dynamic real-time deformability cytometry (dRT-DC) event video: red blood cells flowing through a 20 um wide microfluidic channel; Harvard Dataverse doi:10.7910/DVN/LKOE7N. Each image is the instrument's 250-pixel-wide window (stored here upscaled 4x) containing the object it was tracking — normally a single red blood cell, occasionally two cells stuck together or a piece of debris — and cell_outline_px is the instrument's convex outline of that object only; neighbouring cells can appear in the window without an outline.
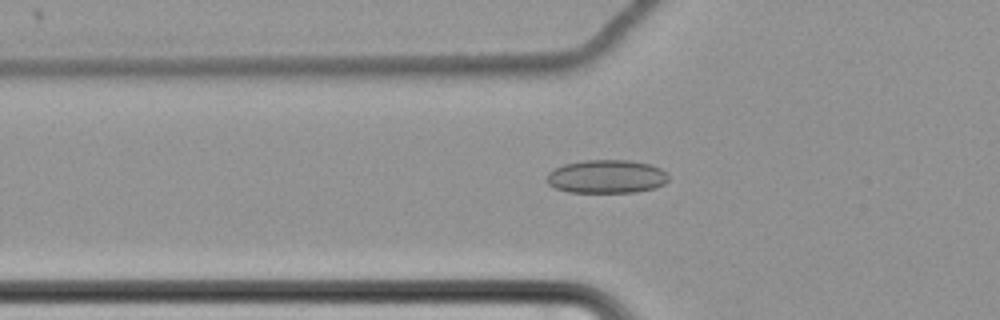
{"species": "common noctule bat (a hibernating species)", "species_latin": "Nyctalus noctula", "temperature_condition": "cold", "stored_images_in_passage": 43, "camera_frame_rate_fps": 3000, "um_per_image_px": 0.085, "animal": {"sex": "female", "body_mass_g": 22.7, "forearm_length_mm": 54.2}, "frame": {"image": 1, "passage_image": 4, "time_ms": 1.0, "image_size_px": [1000, 320], "cell_outline_px": [[668, 180], [664, 184], [656, 188], [636, 192], [568, 192], [556, 188], [548, 184], [548, 172], [564, 164], [584, 160], [628, 160], [648, 164], [660, 168], [668, 172]], "centroid_in_image_um": [51.59, 15.01], "position_along_channel_um": 74.2, "area_um2": 23.7}}
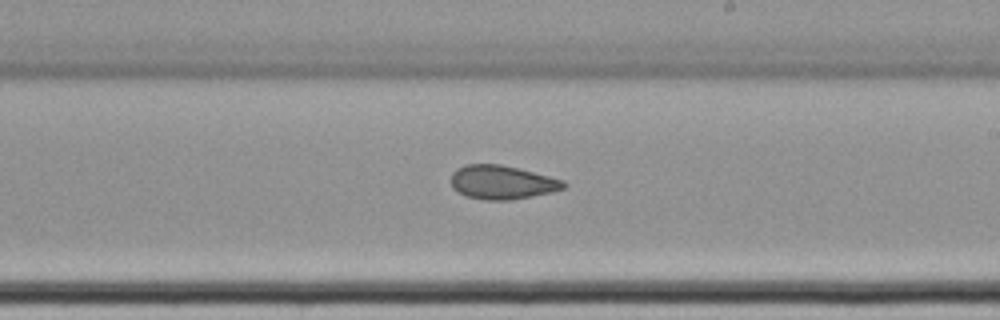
{"frame": {"image": 2, "passage_image": 19, "time_ms": 6.0, "image_size_px": [1000, 320], "cell_outline_px": [[568, 184], [564, 188], [552, 192], [512, 200], [484, 200], [468, 196], [452, 188], [452, 172], [456, 168], [464, 164], [500, 164], [564, 180]], "centroid_in_image_um": [42.67, 15.49], "position_along_channel_um": 246.3, "area_um2": 22.08}}
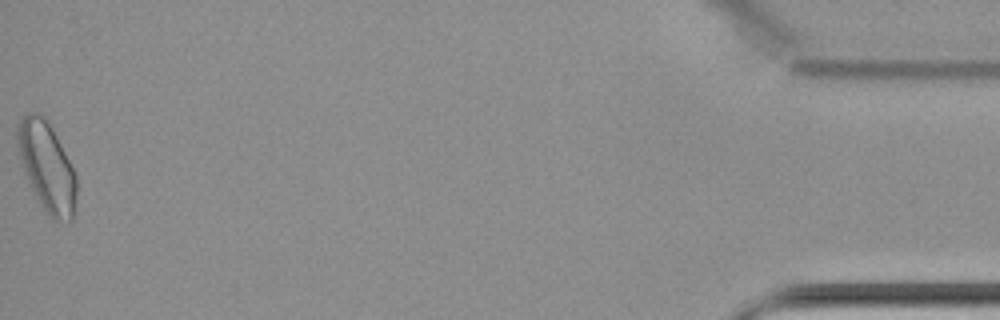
{"frame": {"image": 3, "passage_image": 43, "time_ms": 14.0, "image_size_px": [1000, 320], "cell_outline_px": [[76, 196], [72, 220], [52, 220], [36, 200], [24, 172], [16, 144], [16, 124], [28, 112], [40, 112], [48, 120], [76, 176]], "centroid_in_image_um": [3.94, 14.15], "position_along_channel_um": 431.3, "area_um2": 30.75}, "authors_computed_cell_mechanics": {"area_um2": 22.9466, "velocity_mm_per_s": 3.4675, "shape_relaxation_time_tau1_ms": 4.3859, "shape_relaxation_time_tau2_ms": 4.1776, "deformation_change_tau1": 0.0506, "deformation_change_tau2": 0.0939}}